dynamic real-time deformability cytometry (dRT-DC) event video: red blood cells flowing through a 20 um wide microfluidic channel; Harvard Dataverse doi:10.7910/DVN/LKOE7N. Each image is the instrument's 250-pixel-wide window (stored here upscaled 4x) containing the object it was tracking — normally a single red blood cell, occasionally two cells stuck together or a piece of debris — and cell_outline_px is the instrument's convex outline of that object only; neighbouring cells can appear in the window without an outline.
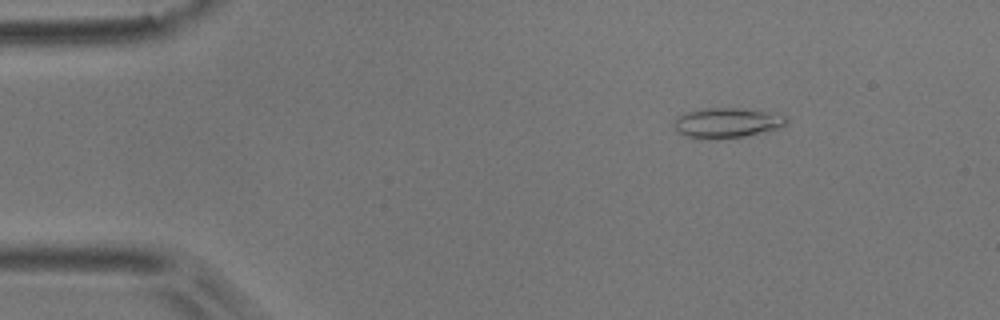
{"species": "common noctule bat (a hibernating species)", "species_latin": "Nyctalus noctula", "temperature_condition": "room temperature", "stored_images_in_passage": 6, "camera_frame_rate_fps": 3000, "um_per_image_px": 0.085, "animal": {"sex": "male", "body_mass_g": 17.9}, "frame": {"image": 1, "passage_image": 3, "time_ms": 0.667, "image_size_px": [1000, 320], "cell_outline_px": [[788, 120], [780, 128], [744, 136], [716, 140], [700, 140], [684, 136], [676, 128], [676, 116], [688, 112], [704, 108], [740, 108], [788, 116]], "centroid_in_image_um": [61.77, 10.46], "position_along_channel_um": 23.2, "area_um2": 19.65}}